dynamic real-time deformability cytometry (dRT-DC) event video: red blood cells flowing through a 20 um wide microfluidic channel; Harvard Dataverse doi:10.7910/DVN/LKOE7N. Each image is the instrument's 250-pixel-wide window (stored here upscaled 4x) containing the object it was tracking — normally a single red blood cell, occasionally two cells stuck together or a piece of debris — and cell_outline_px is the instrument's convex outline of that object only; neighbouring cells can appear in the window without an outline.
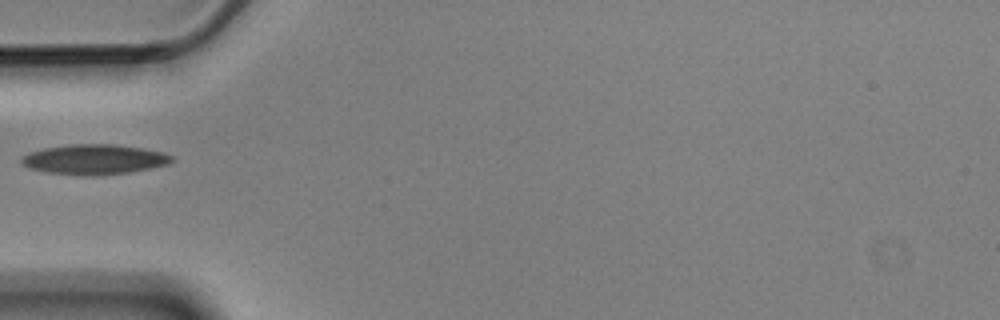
{"species": "Egyptian fruit bat (a non-hibernating species)", "species_latin": "Rousettus aegyptiacus", "temperature_condition": "cold", "stored_images_in_passage": 2, "camera_frame_rate_fps": 3000, "um_per_image_px": 0.085, "animal": {"sex": "male"}, "frame": {"image": 1, "passage_image": 1, "time_ms": 0.0, "image_size_px": [1000, 320], "cell_outline_px": [[172, 160], [168, 164], [152, 168], [128, 172], [100, 176], [92, 176], [48, 172], [32, 168], [24, 164], [20, 160], [28, 152], [44, 148], [72, 144], [112, 144], [140, 148], [164, 152], [172, 156]], "centroid_in_image_um": [8.04, 13.55], "position_along_channel_um": 77.0, "area_um2": 26.01}}
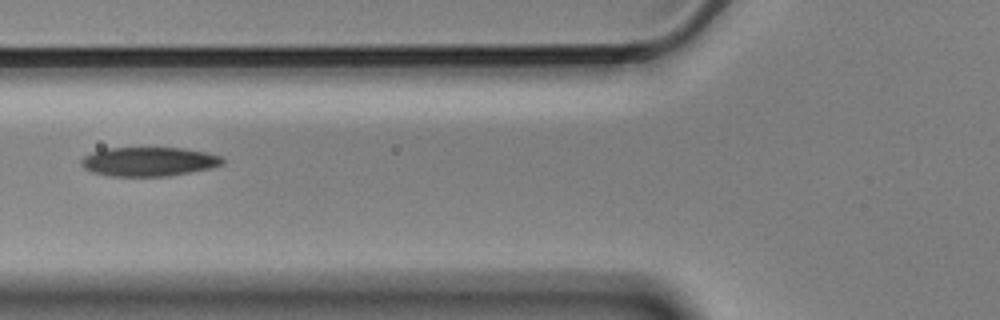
{"frame": {"image": 2, "passage_image": 2, "time_ms": 0.333, "image_size_px": [1000, 320], "cell_outline_px": [[224, 164], [208, 168], [168, 176], [112, 176], [92, 172], [84, 168], [80, 164], [80, 160], [84, 156], [92, 152], [104, 148], [184, 148], [204, 152], [220, 156], [224, 160]], "centroid_in_image_um": [12.6, 13.73], "position_along_channel_um": 113.2, "area_um2": 23.81}}